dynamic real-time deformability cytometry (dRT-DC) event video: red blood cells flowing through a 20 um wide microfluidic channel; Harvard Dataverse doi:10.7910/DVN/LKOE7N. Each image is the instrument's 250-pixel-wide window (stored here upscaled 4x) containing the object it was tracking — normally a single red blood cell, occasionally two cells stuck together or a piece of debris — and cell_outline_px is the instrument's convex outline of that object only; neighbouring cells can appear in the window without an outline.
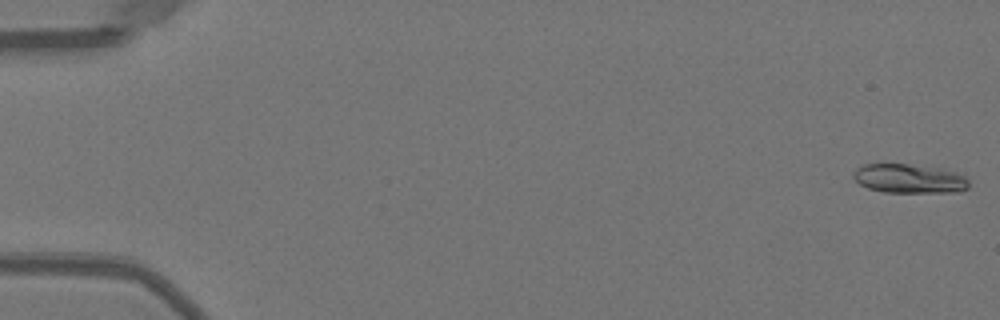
{"species": "Egyptian fruit bat (a non-hibernating species)", "species_latin": "Rousettus aegyptiacus", "temperature_condition": "warm", "stored_images_in_passage": 51, "camera_frame_rate_fps": 3000, "um_per_image_px": 0.085, "animal": {"sex": "female"}, "frame": {"image": 1, "passage_image": 1, "time_ms": 0.0, "image_size_px": [1000, 320], "cell_outline_px": [[968, 188], [956, 192], [884, 192], [868, 188], [860, 184], [852, 176], [852, 172], [856, 168], [864, 164], [908, 164], [944, 168], [964, 172], [968, 180]], "centroid_in_image_um": [77.34, 15.16], "position_along_channel_um": 7.7, "area_um2": 20.0}}
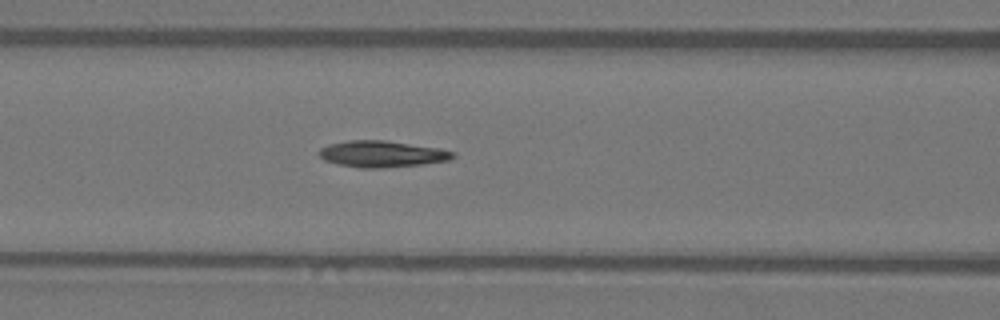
{"frame": {"image": 2, "passage_image": 22, "time_ms": 7.0, "image_size_px": [1000, 320], "cell_outline_px": [[456, 156], [448, 160], [420, 164], [384, 168], [360, 168], [340, 164], [324, 160], [316, 152], [320, 148], [328, 144], [348, 140], [384, 140], [440, 148], [456, 152]], "centroid_in_image_um": [32.45, 13.08], "position_along_channel_um": 134.2, "area_um2": 20.63}}
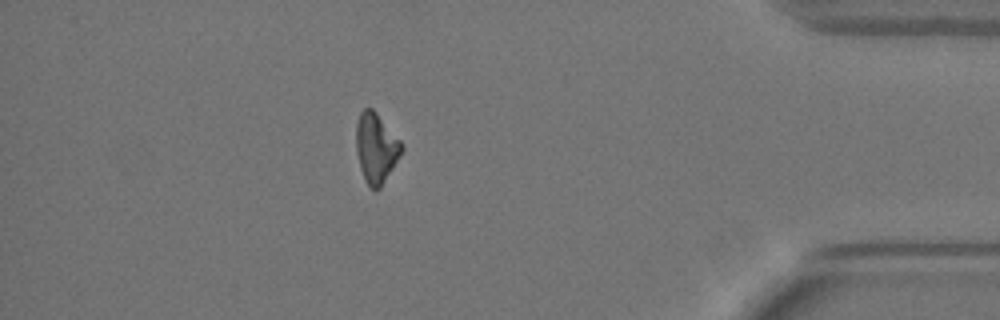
{"frame": {"image": 3, "passage_image": 45, "time_ms": 14.667, "image_size_px": [1000, 320], "cell_outline_px": [[404, 148], [400, 156], [380, 188], [376, 192], [368, 188], [364, 180], [360, 168], [356, 152], [356, 124], [360, 112], [364, 108], [372, 108], [376, 112], [404, 144]], "centroid_in_image_um": [31.96, 12.6], "position_along_channel_um": 403.2, "area_um2": 18.79}, "authors_computed_cell_mechanics": {"area_um2": 19.2474, "velocity_mm_per_s": 4.0394, "shape_relaxation_time_tau1_ms": 8.4117, "shape_relaxation_time_tau2_ms": null, "deformation_change_tau1": 0.2378, "deformation_change_tau2": null}}